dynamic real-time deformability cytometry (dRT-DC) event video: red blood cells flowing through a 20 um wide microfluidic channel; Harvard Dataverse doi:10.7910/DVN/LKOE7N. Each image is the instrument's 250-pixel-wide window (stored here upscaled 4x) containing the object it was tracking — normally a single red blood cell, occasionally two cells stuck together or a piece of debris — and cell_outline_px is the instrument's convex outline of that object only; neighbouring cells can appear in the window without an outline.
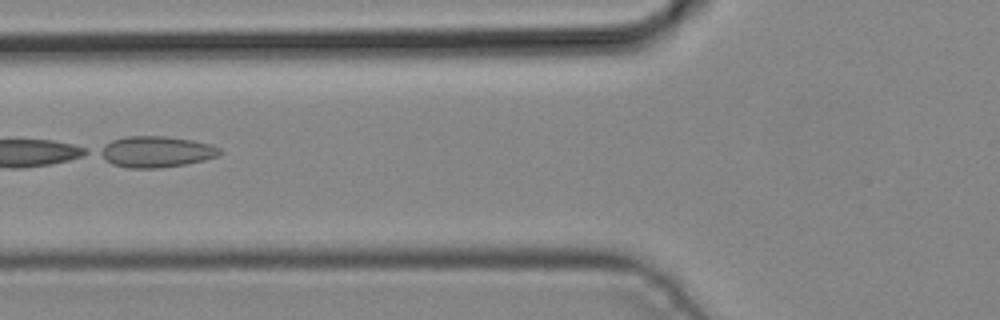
{"species": "common noctule bat (a hibernating species)", "species_latin": "Nyctalus noctula", "temperature_condition": "cold", "stored_images_in_passage": 5, "camera_frame_rate_fps": 3000, "um_per_image_px": 0.085, "animal": {"sex": "male", "body_mass_g": 19.2, "forearm_length_mm": 51.8}, "frame": {"image": 1, "passage_image": 5, "time_ms": 1.333, "image_size_px": [1000, 320], "cell_outline_px": [[224, 152], [216, 156], [204, 160], [184, 164], [156, 168], [128, 168], [112, 164], [104, 160], [96, 152], [100, 148], [112, 140], [128, 136], [164, 136], [192, 140], [212, 144], [220, 148]], "centroid_in_image_um": [13.25, 12.9], "position_along_channel_um": 112.6, "area_um2": 21.79}}